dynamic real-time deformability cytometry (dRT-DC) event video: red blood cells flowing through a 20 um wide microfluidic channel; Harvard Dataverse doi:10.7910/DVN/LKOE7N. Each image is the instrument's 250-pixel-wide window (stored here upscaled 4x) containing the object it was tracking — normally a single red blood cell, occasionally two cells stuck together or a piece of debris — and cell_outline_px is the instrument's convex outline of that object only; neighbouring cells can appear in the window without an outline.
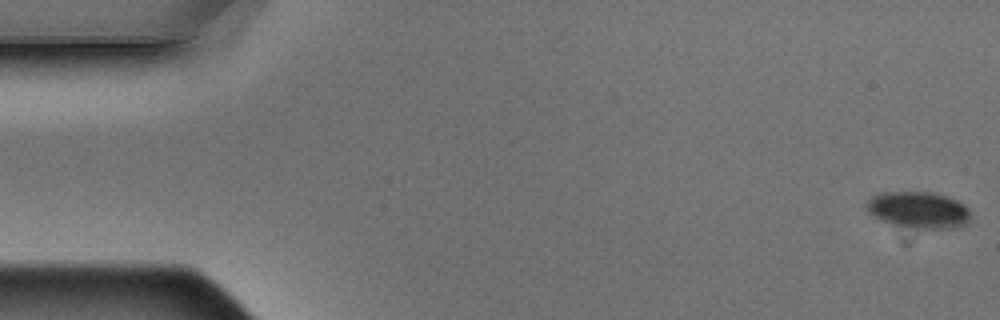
{"species": "Egyptian fruit bat (a non-hibernating species)", "species_latin": "Rousettus aegyptiacus", "temperature_condition": "warm", "stored_images_in_passage": 7, "camera_frame_rate_fps": 3000, "um_per_image_px": 0.085, "animal": {"sex": "male"}, "frame": {"image": 1, "passage_image": 1, "time_ms": 0.0, "image_size_px": [1000, 320], "cell_outline_px": [[968, 220], [964, 224], [948, 228], [916, 228], [892, 224], [880, 220], [872, 216], [868, 212], [864, 204], [872, 196], [880, 192], [932, 192], [948, 196], [960, 200], [968, 208]], "centroid_in_image_um": [78.02, 17.82], "position_along_channel_um": 7.0, "area_um2": 22.2}}
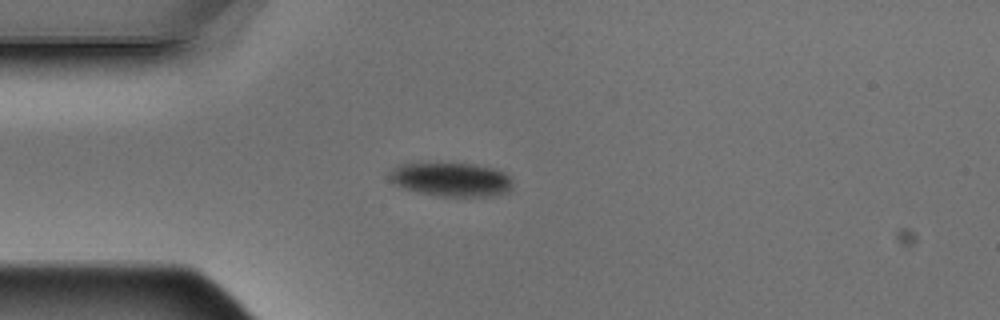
{"frame": {"image": 2, "passage_image": 5, "time_ms": 1.333, "image_size_px": [1000, 320], "cell_outline_px": [[512, 188], [508, 192], [492, 196], [436, 196], [416, 192], [404, 188], [388, 180], [388, 172], [396, 164], [476, 164], [492, 168], [504, 172], [512, 176]], "centroid_in_image_um": [38.35, 15.26], "position_along_channel_um": 46.7, "area_um2": 24.51}}
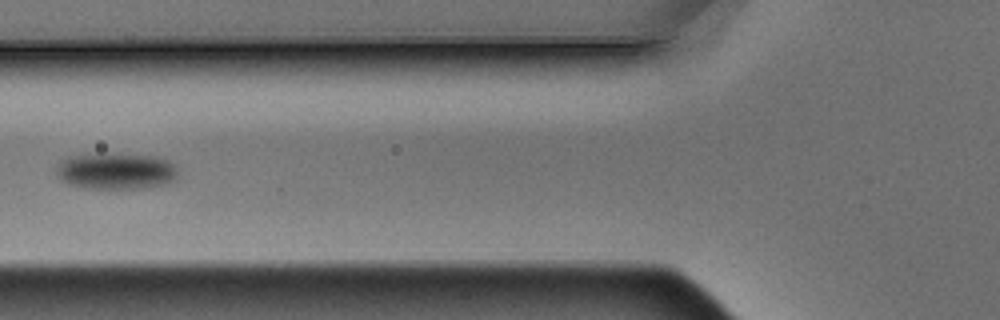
{"frame": {"image": 3, "passage_image": 7, "time_ms": 2.0, "image_size_px": [1000, 320], "cell_outline_px": [[176, 180], [168, 184], [148, 188], [84, 188], [68, 184], [60, 180], [56, 176], [56, 164], [60, 160], [68, 156], [156, 156], [168, 160], [176, 168]], "centroid_in_image_um": [9.84, 14.59], "position_along_channel_um": 116.0, "area_um2": 25.32}}